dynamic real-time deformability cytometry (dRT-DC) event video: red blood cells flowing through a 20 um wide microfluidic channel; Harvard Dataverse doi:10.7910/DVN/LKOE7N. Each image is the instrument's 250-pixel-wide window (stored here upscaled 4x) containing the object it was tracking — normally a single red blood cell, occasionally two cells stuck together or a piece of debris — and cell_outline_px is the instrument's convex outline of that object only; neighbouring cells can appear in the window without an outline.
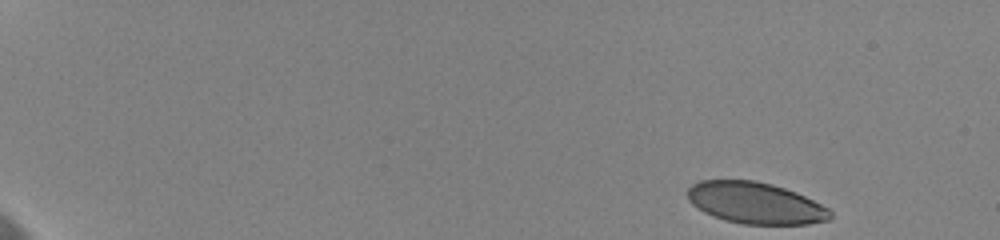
{"species": "human", "species_latin": "Homo sapiens", "temperature_condition": "cold", "stored_images_in_passage": 57, "camera_frame_rate_fps": 3000, "um_per_image_px": 0.085, "donor": {"sex": "female"}, "frame": {"image": 1, "passage_image": 1, "time_ms": 0.0, "image_size_px": [1000, 240], "cell_outline_px": [[832, 216], [828, 220], [808, 224], [744, 224], [724, 220], [712, 216], [704, 212], [692, 204], [688, 200], [688, 188], [692, 184], [700, 180], [756, 180], [772, 184], [796, 192], [828, 208], [832, 212]], "centroid_in_image_um": [64.19, 17.25], "position_along_channel_um": 20.8, "area_um2": 34.51}}
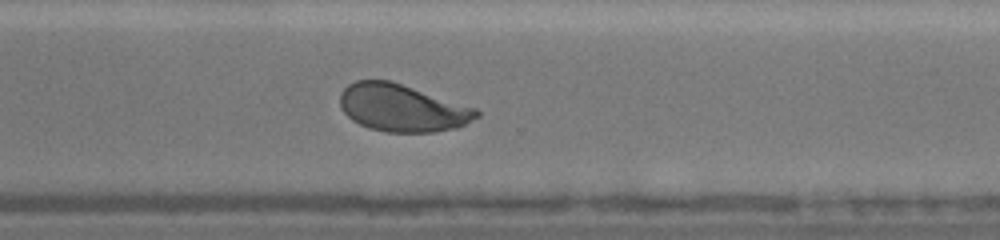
{"frame": {"image": 2, "passage_image": 42, "time_ms": 13.333, "image_size_px": [1000, 240], "cell_outline_px": [[480, 116], [456, 128], [436, 132], [388, 132], [368, 128], [352, 120], [344, 112], [340, 104], [340, 92], [348, 84], [356, 80], [388, 80], [476, 108], [480, 112]], "centroid_in_image_um": [34.17, 9.18], "position_along_channel_um": 336.4, "area_um2": 37.4}}
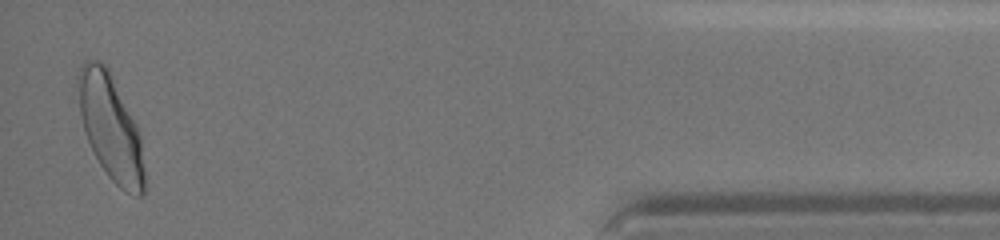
{"frame": {"image": 3, "passage_image": 56, "time_ms": 17.333, "image_size_px": [1000, 240], "cell_outline_px": [[144, 192], [140, 196], [136, 196], [124, 192], [108, 176], [100, 164], [84, 132], [80, 116], [76, 76], [80, 68], [88, 60], [96, 60], [104, 64], [108, 68], [136, 124], [140, 136], [144, 168]], "centroid_in_image_um": [9.39, 10.84], "position_along_channel_um": 425.8, "area_um2": 40.34}, "authors_computed_cell_mechanics": {"area_um2": 38.0902, "velocity_mm_per_s": 3.5467, "shape_relaxation_time_tau1_ms": 4.0205, "shape_relaxation_time_tau2_ms": 1.0505, "deformation_change_tau1": 0.1468, "deformation_change_tau2": 0.071}}